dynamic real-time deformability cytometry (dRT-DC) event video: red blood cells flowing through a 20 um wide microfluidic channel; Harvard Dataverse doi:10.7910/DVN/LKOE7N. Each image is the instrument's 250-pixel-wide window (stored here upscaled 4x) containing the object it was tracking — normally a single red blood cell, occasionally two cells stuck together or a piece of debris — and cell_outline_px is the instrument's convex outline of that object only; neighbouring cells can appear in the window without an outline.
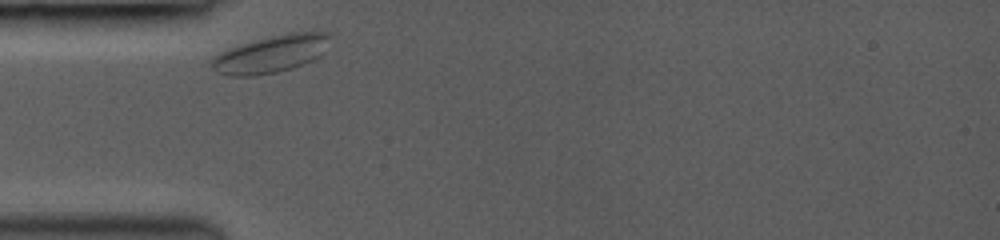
{"species": "common noctule bat (a hibernating species)", "species_latin": "Nyctalus noctula", "temperature_condition": "room temperature", "stored_images_in_passage": 10, "camera_frame_rate_fps": 3000, "um_per_image_px": 0.085, "animal": {"sex": "female", "body_mass_g": 19.0, "forearm_length_mm": 53.3}, "frame": {"image": 1, "passage_image": 1, "time_ms": 0.0, "image_size_px": [1000, 240], "cell_outline_px": [[332, 36], [324, 52], [320, 56], [312, 60], [292, 68], [276, 72], [252, 76], [228, 76], [216, 72], [212, 68], [212, 60], [220, 52], [256, 40], [288, 32], [328, 32]], "centroid_in_image_um": [23.08, 4.59], "position_along_channel_um": 61.9, "area_um2": 25.49}}
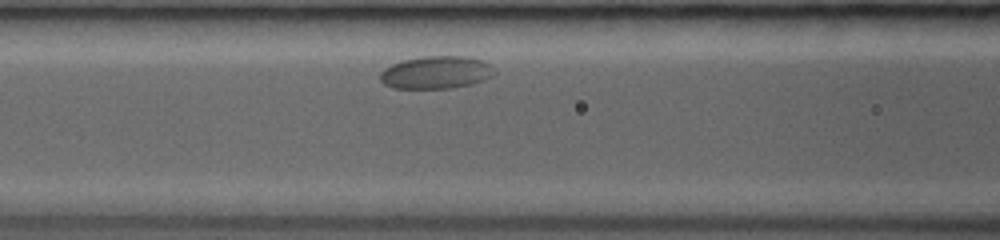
{"frame": {"image": 2, "passage_image": 7, "time_ms": 2.0, "image_size_px": [1000, 240], "cell_outline_px": [[496, 76], [484, 80], [468, 84], [448, 88], [392, 88], [384, 84], [380, 80], [380, 72], [384, 68], [392, 64], [404, 60], [420, 56], [468, 56], [484, 60], [492, 64], [496, 72]], "centroid_in_image_um": [37.11, 6.14], "position_along_channel_um": 129.5, "area_um2": 22.02}}
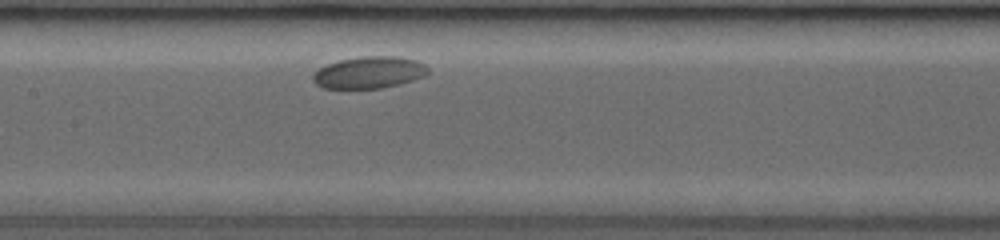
{"frame": {"image": 3, "passage_image": 10, "time_ms": 3.333, "image_size_px": [1000, 240], "cell_outline_px": [[428, 72], [424, 76], [400, 84], [380, 88], [324, 88], [316, 84], [312, 80], [312, 76], [320, 68], [328, 64], [340, 60], [360, 56], [396, 56], [416, 60], [424, 64], [428, 68]], "centroid_in_image_um": [31.38, 6.15], "position_along_channel_um": 176.0, "area_um2": 21.21}}